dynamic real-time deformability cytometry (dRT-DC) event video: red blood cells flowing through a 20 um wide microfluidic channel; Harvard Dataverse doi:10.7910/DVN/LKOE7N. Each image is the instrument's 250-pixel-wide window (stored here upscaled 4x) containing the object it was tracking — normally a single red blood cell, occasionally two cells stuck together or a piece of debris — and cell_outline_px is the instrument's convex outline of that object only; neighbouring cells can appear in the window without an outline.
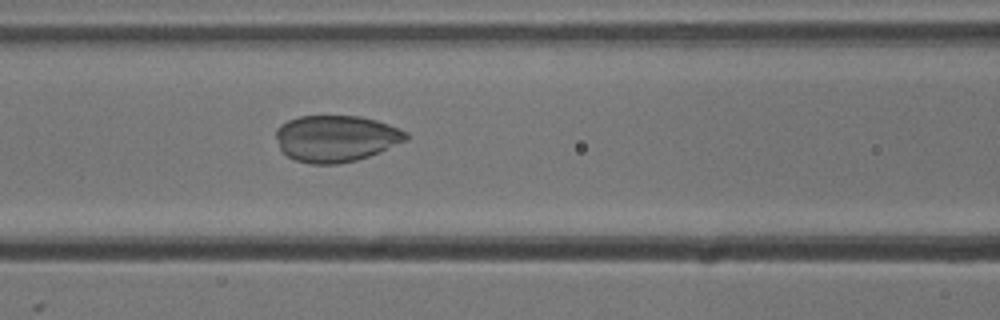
{"species": "common noctule bat (a hibernating species)", "species_latin": "Nyctalus noctula", "temperature_condition": "cold", "stored_images_in_passage": 53, "camera_frame_rate_fps": 3000, "um_per_image_px": 0.085, "animal": {"sex": "male", "body_mass_g": 13.3}, "frame": {"image": 1, "passage_image": 22, "time_ms": 7.0, "image_size_px": [1000, 320], "cell_outline_px": [[408, 140], [380, 152], [356, 160], [336, 164], [312, 164], [296, 160], [288, 156], [280, 148], [276, 136], [276, 128], [280, 124], [288, 120], [300, 116], [360, 116], [376, 120], [388, 124], [408, 132]], "centroid_in_image_um": [28.57, 11.76], "position_along_channel_um": 138.0, "area_um2": 35.26}}
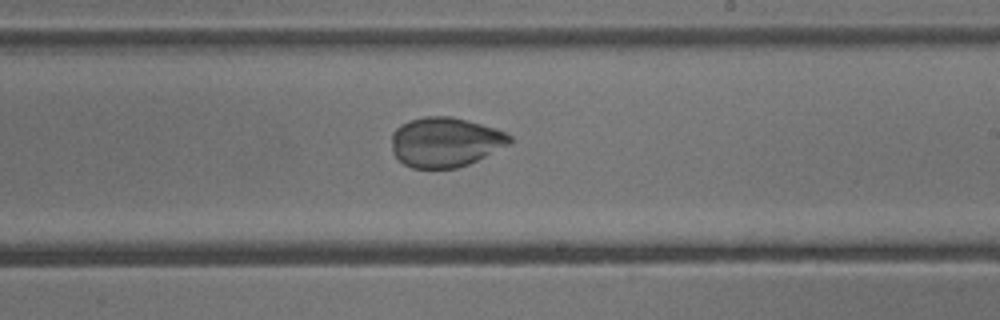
{"frame": {"image": 2, "passage_image": 31, "time_ms": 10.0, "image_size_px": [1000, 320], "cell_outline_px": [[512, 144], [468, 164], [456, 168], [412, 168], [404, 164], [392, 152], [392, 132], [400, 124], [408, 120], [424, 116], [452, 116], [496, 128], [512, 136]], "centroid_in_image_um": [37.85, 12.07], "position_along_channel_um": 251.1, "area_um2": 34.45}}
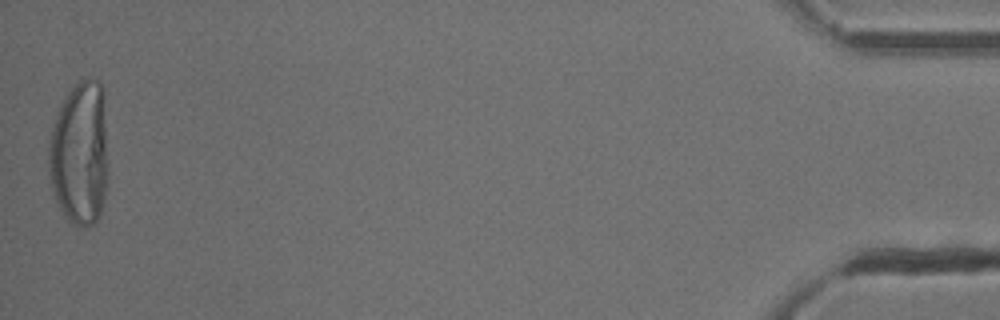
{"frame": {"image": 3, "passage_image": 53, "time_ms": 17.333, "image_size_px": [1000, 320], "cell_outline_px": [[108, 176], [104, 200], [100, 216], [92, 224], [68, 224], [56, 204], [52, 188], [48, 168], [48, 144], [52, 128], [56, 116], [68, 92], [84, 76], [100, 80], [104, 96]], "centroid_in_image_um": [6.78, 13.05], "position_along_channel_um": 428.4, "area_um2": 50.69}}